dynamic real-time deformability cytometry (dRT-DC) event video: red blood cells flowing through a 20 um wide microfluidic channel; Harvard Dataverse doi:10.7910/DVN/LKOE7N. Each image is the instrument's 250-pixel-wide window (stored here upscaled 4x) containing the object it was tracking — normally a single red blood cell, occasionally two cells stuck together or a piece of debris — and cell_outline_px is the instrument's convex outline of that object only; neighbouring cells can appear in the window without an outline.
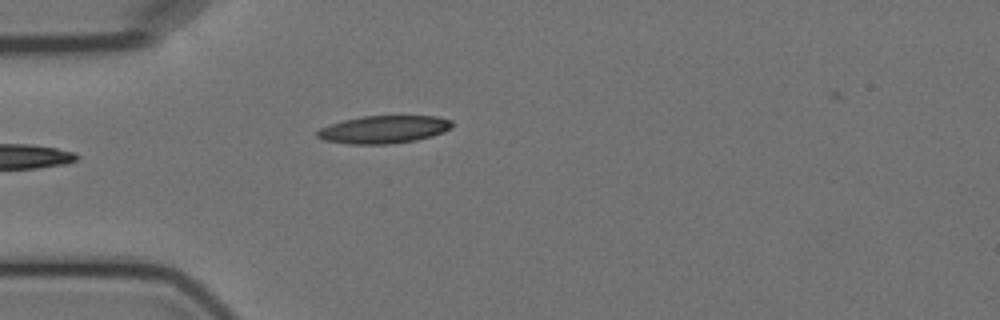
{"species": "Egyptian fruit bat (a non-hibernating species)", "species_latin": "Rousettus aegyptiacus", "temperature_condition": "cold", "stored_images_in_passage": 1, "camera_frame_rate_fps": 3000, "um_per_image_px": 0.085, "animal": {"sex": "female"}, "frame": {"image": 1, "passage_image": 1, "time_ms": 0.0, "image_size_px": [1000, 320], "cell_outline_px": [[452, 128], [444, 132], [432, 136], [416, 140], [388, 144], [348, 144], [324, 140], [316, 136], [316, 132], [320, 128], [344, 120], [364, 116], [436, 116], [452, 120]], "centroid_in_image_um": [32.64, 11.01], "position_along_channel_um": 52.4, "area_um2": 21.73}}